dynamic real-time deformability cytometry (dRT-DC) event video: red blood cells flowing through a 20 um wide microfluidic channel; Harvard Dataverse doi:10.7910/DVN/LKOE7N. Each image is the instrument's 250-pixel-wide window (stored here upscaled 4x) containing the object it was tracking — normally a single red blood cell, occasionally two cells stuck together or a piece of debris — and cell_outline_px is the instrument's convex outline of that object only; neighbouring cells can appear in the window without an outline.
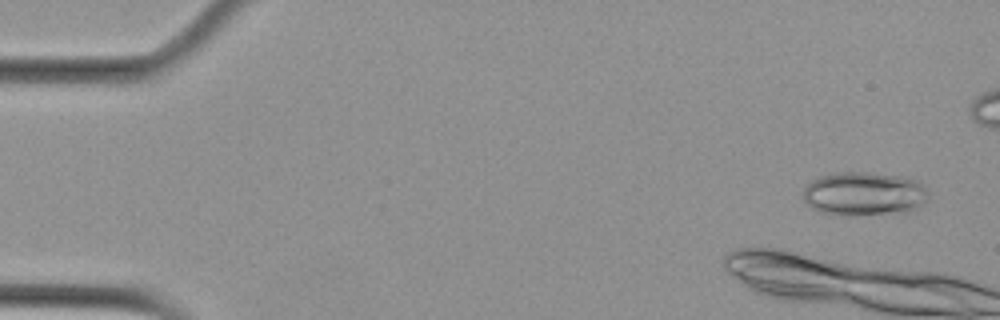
{"species": "Egyptian fruit bat (a non-hibernating species)", "species_latin": "Rousettus aegyptiacus", "temperature_condition": "cold", "stored_images_in_passage": 7, "camera_frame_rate_fps": 3000, "um_per_image_px": 0.085, "animal": {"sex": "female"}, "frame": {"image": 1, "passage_image": 1, "time_ms": 0.0, "image_size_px": [1000, 320], "cell_outline_px": [[928, 196], [916, 208], [908, 212], [852, 216], [844, 216], [820, 212], [812, 208], [804, 200], [804, 188], [812, 180], [820, 176], [836, 172], [864, 172], [900, 176], [916, 180], [924, 184], [928, 192]], "centroid_in_image_um": [73.44, 16.48], "position_along_channel_um": 11.6, "area_um2": 32.14}}